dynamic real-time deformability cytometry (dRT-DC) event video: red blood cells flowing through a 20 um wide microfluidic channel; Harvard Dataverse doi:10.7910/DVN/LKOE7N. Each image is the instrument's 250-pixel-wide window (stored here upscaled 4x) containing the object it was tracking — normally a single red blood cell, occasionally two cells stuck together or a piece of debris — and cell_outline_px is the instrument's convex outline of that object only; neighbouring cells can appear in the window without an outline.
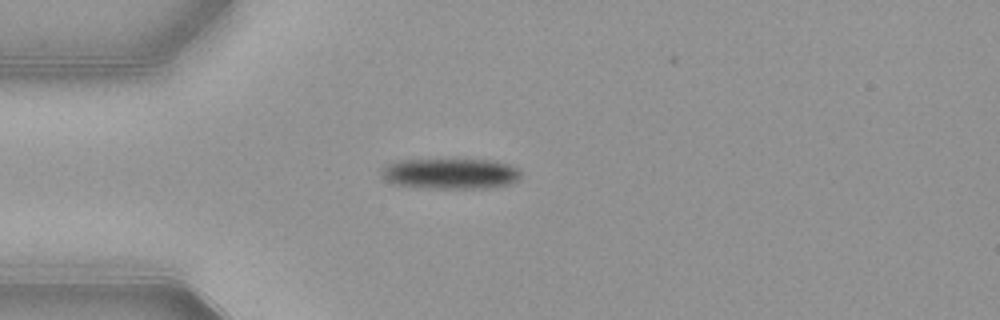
{"species": "common noctule bat (a hibernating species)", "species_latin": "Nyctalus noctula", "temperature_condition": "warm", "stored_images_in_passage": 34, "camera_frame_rate_fps": 3000, "um_per_image_px": 0.085, "animal": {"sex": "female", "body_mass_g": 21.9}, "frame": {"image": 1, "passage_image": 1, "time_ms": 0.0, "image_size_px": [1000, 320], "cell_outline_px": [[520, 180], [512, 184], [488, 188], [416, 188], [392, 184], [384, 180], [380, 176], [380, 168], [388, 164], [400, 160], [492, 160], [508, 164], [516, 168], [520, 172]], "centroid_in_image_um": [38.24, 14.78], "position_along_channel_um": 46.8, "area_um2": 25.26}}
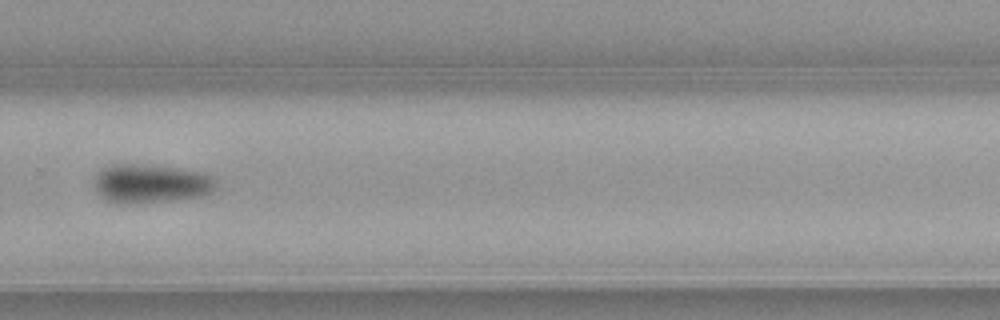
{"frame": {"image": 2, "passage_image": 23, "time_ms": 7.333, "image_size_px": [1000, 320], "cell_outline_px": [[216, 188], [212, 192], [204, 196], [164, 200], [116, 204], [100, 196], [96, 192], [96, 176], [100, 168], [108, 164], [144, 164], [176, 168], [204, 172], [212, 176], [216, 180]], "centroid_in_image_um": [12.82, 15.58], "position_along_channel_um": 317.0, "area_um2": 27.51}}
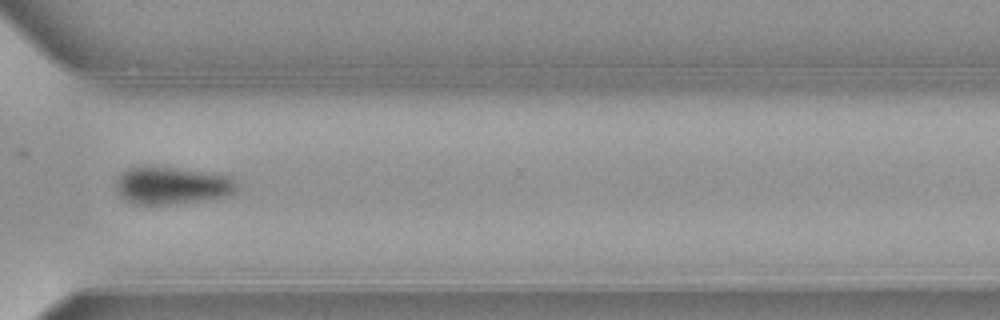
{"frame": {"image": 3, "passage_image": 26, "time_ms": 8.333, "image_size_px": [1000, 320], "cell_outline_px": [[240, 184], [228, 196], [176, 204], [132, 204], [120, 196], [116, 188], [116, 180], [120, 172], [128, 168], [152, 164], [232, 176]], "centroid_in_image_um": [14.59, 15.74], "position_along_channel_um": 356.0, "area_um2": 26.99}, "authors_computed_cell_mechanics": {"area_um2": 27.5128, "velocity_mm_per_s": 3.88, "shape_relaxation_time_tau1_ms": 2.4119, "shape_relaxation_time_tau2_ms": null, "deformation_change_tau1": 0.1337, "deformation_change_tau2": null}}